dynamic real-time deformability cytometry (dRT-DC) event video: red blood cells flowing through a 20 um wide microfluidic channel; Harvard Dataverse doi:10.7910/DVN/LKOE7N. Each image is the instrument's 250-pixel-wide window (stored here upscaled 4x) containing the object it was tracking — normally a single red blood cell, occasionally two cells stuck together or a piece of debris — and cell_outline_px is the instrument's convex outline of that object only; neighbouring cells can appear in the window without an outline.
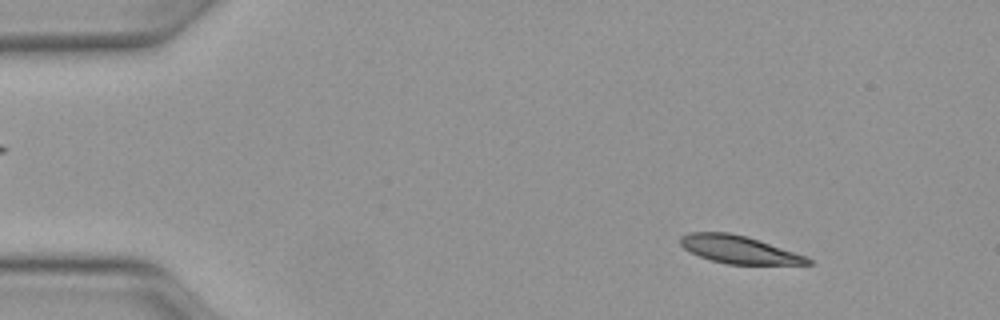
{"species": "Egyptian fruit bat (a non-hibernating species)", "species_latin": "Rousettus aegyptiacus", "temperature_condition": "warm", "stored_images_in_passage": 49, "camera_frame_rate_fps": 3000, "um_per_image_px": 0.085, "animal": {"sex": "female"}, "frame": {"image": 1, "passage_image": 6, "time_ms": 1.667, "image_size_px": [1000, 320], "cell_outline_px": [[812, 264], [728, 264], [712, 260], [700, 256], [684, 248], [680, 244], [680, 236], [688, 232], [728, 232], [760, 240], [804, 256], [812, 260]], "centroid_in_image_um": [62.76, 21.2], "position_along_channel_um": 22.2, "area_um2": 20.23}}
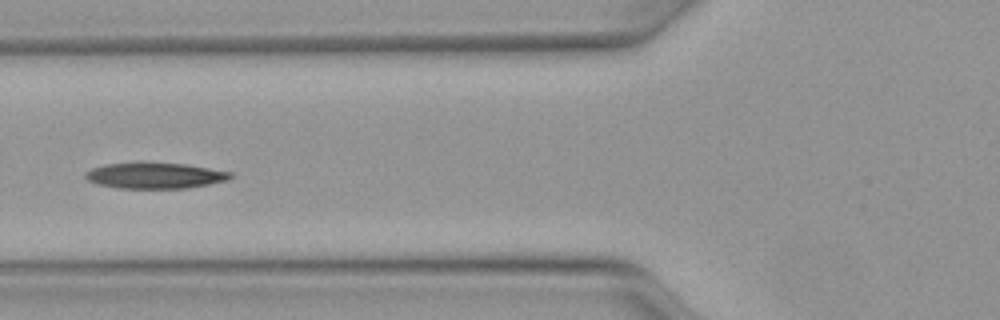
{"frame": {"image": 2, "passage_image": 19, "time_ms": 6.0, "image_size_px": [1000, 320], "cell_outline_px": [[232, 176], [228, 180], [188, 188], [116, 188], [100, 184], [88, 180], [84, 176], [84, 172], [92, 168], [104, 164], [136, 160], [140, 160], [184, 164], [232, 172]], "centroid_in_image_um": [13.11, 14.88], "position_along_channel_um": 112.7, "area_um2": 22.48}}
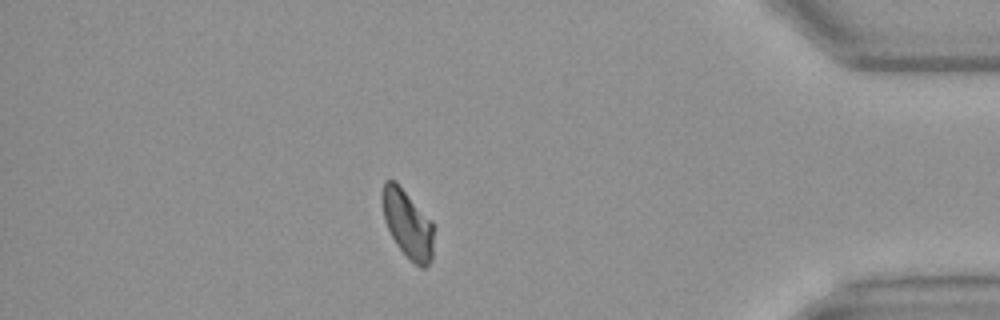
{"frame": {"image": 3, "passage_image": 43, "time_ms": 14.0, "image_size_px": [1000, 320], "cell_outline_px": [[432, 260], [424, 268], [420, 268], [396, 244], [384, 220], [380, 196], [384, 180], [396, 180], [432, 220]], "centroid_in_image_um": [34.62, 18.96], "position_along_channel_um": 400.6, "area_um2": 20.46}, "authors_computed_cell_mechanics": {"area_um2": 21.9062, "velocity_mm_per_s": 4.095, "shape_relaxation_time_tau1_ms": 8.6686, "shape_relaxation_time_tau2_ms": 7.2862, "deformation_change_tau1": 0.1907, "deformation_change_tau2": 0.1489}}